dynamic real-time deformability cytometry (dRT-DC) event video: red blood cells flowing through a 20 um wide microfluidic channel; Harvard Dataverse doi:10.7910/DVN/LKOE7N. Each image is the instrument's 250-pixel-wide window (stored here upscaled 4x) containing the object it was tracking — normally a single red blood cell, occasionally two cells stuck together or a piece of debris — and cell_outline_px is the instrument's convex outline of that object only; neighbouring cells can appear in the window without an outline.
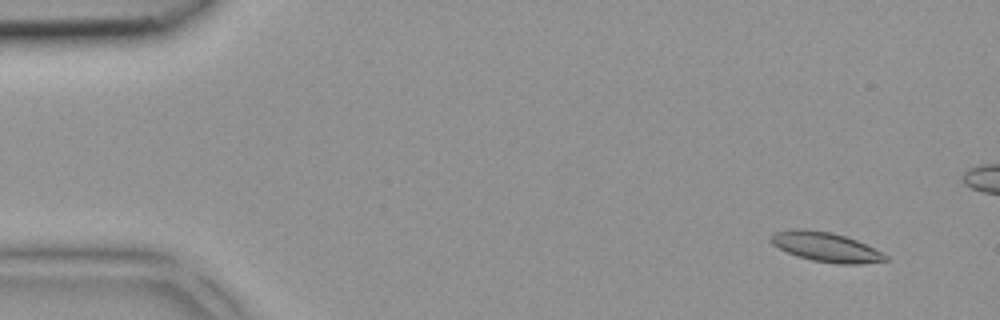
{"species": "common noctule bat (a hibernating species)", "species_latin": "Nyctalus noctula", "temperature_condition": "room temperature", "stored_images_in_passage": 5, "camera_frame_rate_fps": 3000, "um_per_image_px": 0.085, "animal": {"sex": "female", "body_mass_g": 18.4}, "frame": {"image": 1, "passage_image": 1, "time_ms": 0.0, "image_size_px": [1000, 320], "cell_outline_px": [[888, 260], [860, 264], [836, 264], [812, 260], [796, 256], [772, 244], [768, 236], [776, 232], [796, 228], [804, 228], [832, 232], [856, 240], [888, 256]], "centroid_in_image_um": [70.15, 20.99], "position_along_channel_um": 14.8, "area_um2": 19.59}}